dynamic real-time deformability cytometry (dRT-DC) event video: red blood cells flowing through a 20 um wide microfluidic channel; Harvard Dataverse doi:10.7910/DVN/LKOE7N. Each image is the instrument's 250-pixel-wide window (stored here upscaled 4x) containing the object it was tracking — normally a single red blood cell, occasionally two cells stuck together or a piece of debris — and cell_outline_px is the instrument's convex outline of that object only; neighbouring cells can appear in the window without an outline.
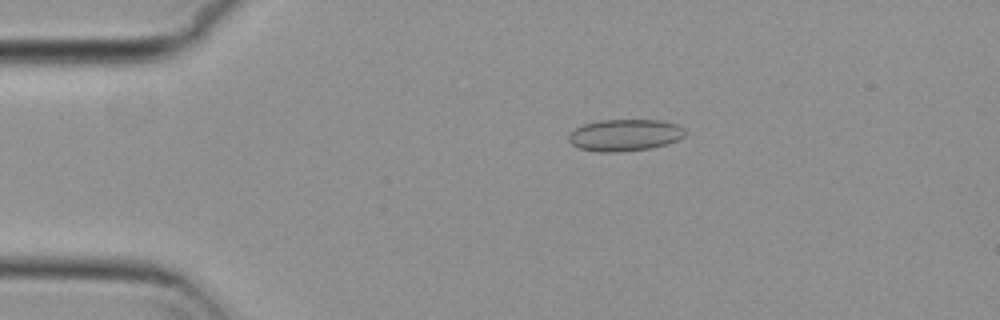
{"species": "common noctule bat (a hibernating species)", "species_latin": "Nyctalus noctula", "temperature_condition": "cold", "stored_images_in_passage": 55, "camera_frame_rate_fps": 3000, "um_per_image_px": 0.085, "animal": {"sex": "female", "body_mass_g": 29.2, "forearm_length_mm": 56.3}, "frame": {"image": 1, "passage_image": 11, "time_ms": 3.333, "image_size_px": [1000, 320], "cell_outline_px": [[684, 136], [668, 144], [652, 148], [620, 152], [600, 152], [580, 148], [572, 144], [568, 140], [568, 132], [584, 124], [600, 120], [660, 120], [676, 124], [684, 128]], "centroid_in_image_um": [53.09, 11.48], "position_along_channel_um": 31.9, "area_um2": 21.62}}
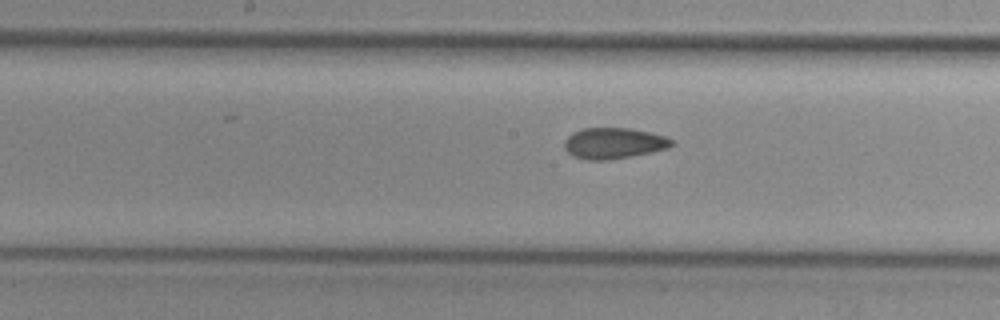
{"frame": {"image": 2, "passage_image": 28, "time_ms": 9.0, "image_size_px": [1000, 320], "cell_outline_px": [[672, 144], [668, 148], [632, 156], [604, 160], [588, 160], [576, 156], [568, 152], [564, 148], [564, 140], [572, 132], [584, 128], [628, 128], [648, 132], [664, 136], [672, 140]], "centroid_in_image_um": [52.13, 12.17], "position_along_channel_um": 196.1, "area_um2": 19.07}}
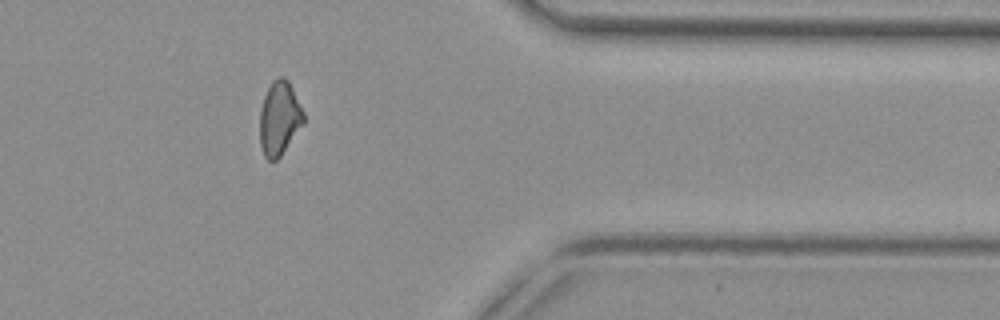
{"frame": {"image": 3, "passage_image": 45, "time_ms": 14.667, "image_size_px": [1000, 320], "cell_outline_px": [[304, 124], [280, 156], [276, 160], [268, 160], [264, 156], [260, 144], [260, 108], [264, 96], [272, 80], [276, 76], [284, 76], [288, 80], [304, 112]], "centroid_in_image_um": [23.74, 10.03], "position_along_channel_um": 387.7, "area_um2": 18.96}, "authors_computed_cell_mechanics": {"area_um2": 19.5364, "velocity_mm_per_s": 3.7216, "shape_relaxation_time_tau1_ms": null, "shape_relaxation_time_tau2_ms": 3.0798, "deformation_change_tau1": null, "deformation_change_tau2": 0.1012}}